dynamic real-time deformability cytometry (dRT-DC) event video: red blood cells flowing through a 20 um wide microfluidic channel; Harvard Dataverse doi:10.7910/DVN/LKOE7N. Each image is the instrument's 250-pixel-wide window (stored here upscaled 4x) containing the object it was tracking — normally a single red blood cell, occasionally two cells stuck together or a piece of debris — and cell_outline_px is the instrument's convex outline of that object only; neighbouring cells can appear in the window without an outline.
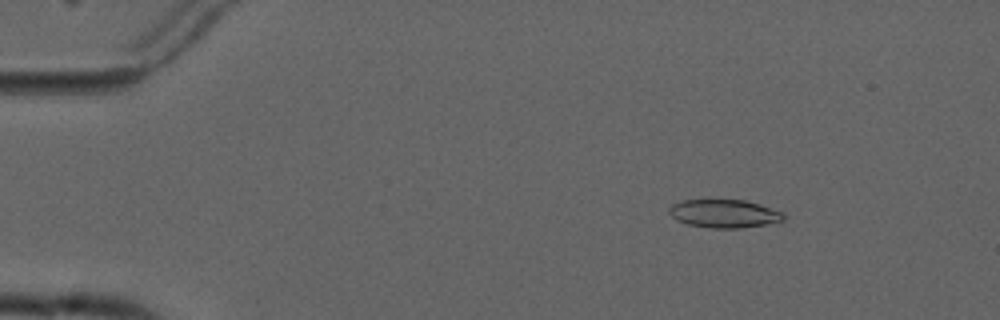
{"species": "common noctule bat (a hibernating species)", "species_latin": "Nyctalus noctula", "temperature_condition": "cold", "stored_images_in_passage": 4, "camera_frame_rate_fps": 3000, "um_per_image_px": 0.085, "animal": {"sex": "male", "forearm_length_mm": 52.5}, "frame": {"image": 1, "passage_image": 1, "time_ms": 0.0, "image_size_px": [1000, 320], "cell_outline_px": [[784, 220], [764, 224], [740, 228], [712, 228], [688, 224], [676, 220], [668, 212], [668, 208], [672, 204], [680, 200], [744, 200], [760, 204], [784, 212]], "centroid_in_image_um": [61.53, 18.15], "position_along_channel_um": 23.5, "area_um2": 18.79}}